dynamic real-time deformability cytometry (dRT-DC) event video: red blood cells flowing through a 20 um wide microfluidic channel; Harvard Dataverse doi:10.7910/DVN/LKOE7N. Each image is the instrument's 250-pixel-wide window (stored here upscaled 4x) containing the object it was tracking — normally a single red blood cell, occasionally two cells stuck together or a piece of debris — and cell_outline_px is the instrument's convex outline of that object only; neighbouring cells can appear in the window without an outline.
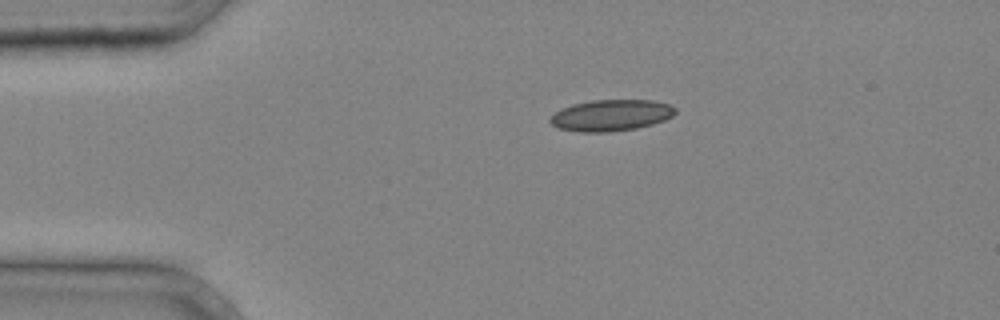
{"species": "common noctule bat (a hibernating species)", "species_latin": "Nyctalus noctula", "temperature_condition": "cold", "stored_images_in_passage": 3, "camera_frame_rate_fps": 3000, "um_per_image_px": 0.085, "animal": {"sex": "male", "body_mass_g": 20.4}, "frame": {"image": 1, "passage_image": 3, "time_ms": 0.667, "image_size_px": [1000, 320], "cell_outline_px": [[676, 112], [672, 116], [664, 120], [652, 124], [636, 128], [608, 132], [580, 132], [560, 128], [552, 124], [548, 120], [556, 112], [572, 104], [592, 100], [652, 100], [672, 104], [676, 108]], "centroid_in_image_um": [51.98, 9.79], "position_along_channel_um": 33.0, "area_um2": 22.77}}